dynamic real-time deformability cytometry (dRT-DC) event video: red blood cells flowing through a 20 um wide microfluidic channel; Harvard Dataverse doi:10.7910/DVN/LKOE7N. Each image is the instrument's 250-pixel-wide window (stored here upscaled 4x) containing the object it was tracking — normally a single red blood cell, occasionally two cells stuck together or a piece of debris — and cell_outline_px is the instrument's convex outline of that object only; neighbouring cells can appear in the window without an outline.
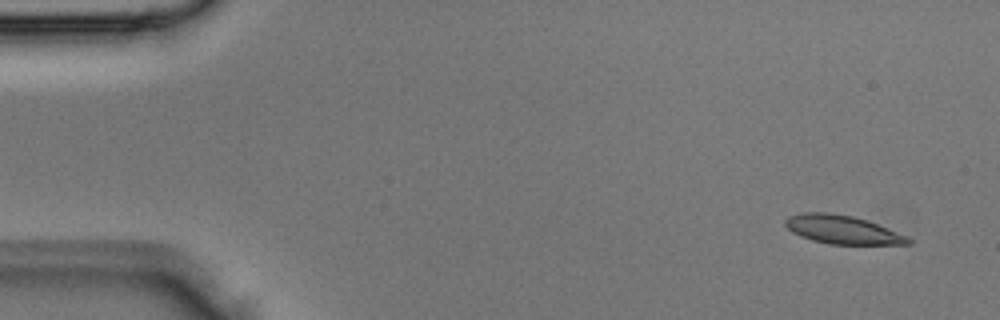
{"species": "Egyptian fruit bat (a non-hibernating species)", "species_latin": "Rousettus aegyptiacus", "temperature_condition": "room temperature", "stored_images_in_passage": 4, "camera_frame_rate_fps": 3000, "um_per_image_px": 0.085, "animal": {"sex": "male"}, "frame": {"image": 1, "passage_image": 1, "time_ms": 0.0, "image_size_px": [1000, 320], "cell_outline_px": [[912, 244], [828, 244], [812, 240], [800, 236], [792, 232], [784, 224], [784, 220], [788, 216], [804, 212], [828, 212], [852, 216], [868, 220], [904, 236], [912, 240]], "centroid_in_image_um": [71.53, 19.51], "position_along_channel_um": 13.5, "area_um2": 20.23}}
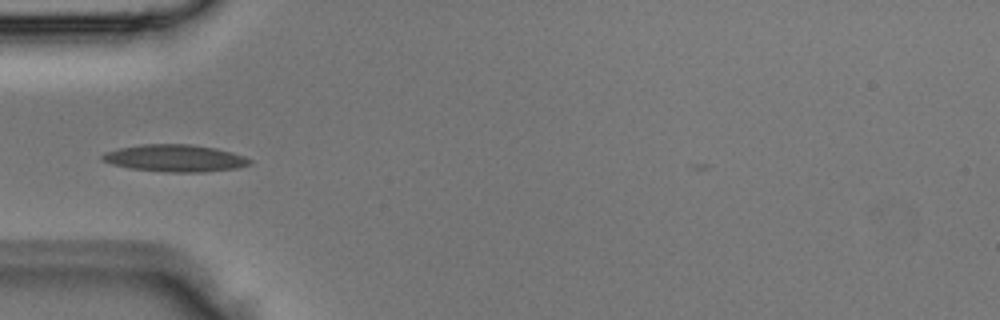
{"frame": {"image": 2, "passage_image": 4, "time_ms": 1.0, "image_size_px": [1000, 320], "cell_outline_px": [[252, 164], [236, 168], [204, 172], [168, 172], [132, 168], [112, 164], [100, 160], [100, 156], [104, 152], [120, 148], [140, 144], [188, 144], [216, 148], [232, 152], [244, 156], [252, 160]], "centroid_in_image_um": [14.88, 13.44], "position_along_channel_um": 70.1, "area_um2": 23.29}}